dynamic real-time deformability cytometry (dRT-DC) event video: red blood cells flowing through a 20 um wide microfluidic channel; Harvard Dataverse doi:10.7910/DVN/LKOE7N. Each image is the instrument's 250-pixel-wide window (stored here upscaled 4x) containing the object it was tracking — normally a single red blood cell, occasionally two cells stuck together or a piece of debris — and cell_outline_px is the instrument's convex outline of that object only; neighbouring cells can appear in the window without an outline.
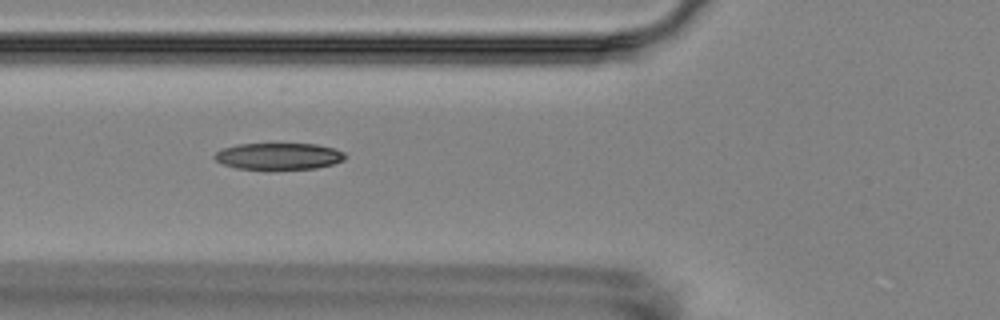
{"species": "Egyptian fruit bat (a non-hibernating species)", "species_latin": "Rousettus aegyptiacus", "temperature_condition": "room temperature", "stored_images_in_passage": 16, "camera_frame_rate_fps": 3000, "um_per_image_px": 0.085, "animal": {"sex": "female"}, "frame": {"image": 1, "passage_image": 7, "time_ms": 6.667, "image_size_px": [1000, 320], "cell_outline_px": [[348, 156], [344, 160], [332, 164], [316, 168], [236, 168], [224, 164], [216, 160], [212, 156], [220, 148], [236, 144], [316, 144], [332, 148], [344, 152]], "centroid_in_image_um": [23.68, 13.26], "position_along_channel_um": 102.1, "area_um2": 20.0}}
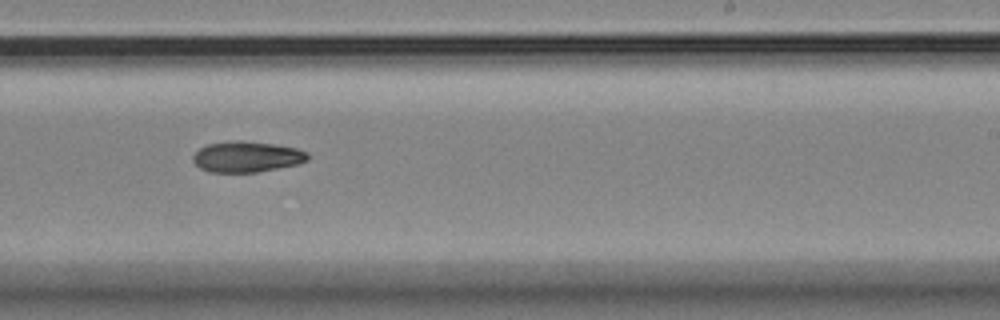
{"frame": {"image": 2, "passage_image": 11, "time_ms": 11.333, "image_size_px": [1000, 320], "cell_outline_px": [[308, 160], [296, 164], [256, 172], [208, 172], [200, 168], [192, 160], [192, 156], [200, 148], [208, 144], [236, 140], [240, 140], [276, 144], [296, 148], [308, 152]], "centroid_in_image_um": [20.96, 13.32], "position_along_channel_um": 268.0, "area_um2": 20.52}}
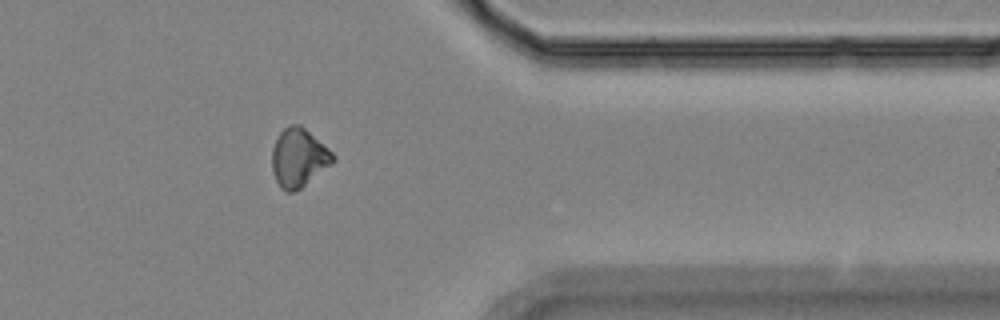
{"frame": {"image": 3, "passage_image": 14, "time_ms": 15.0, "image_size_px": [1000, 320], "cell_outline_px": [[336, 160], [332, 164], [300, 188], [292, 192], [284, 192], [280, 188], [272, 172], [272, 148], [280, 132], [288, 124], [300, 124], [328, 148], [336, 156]], "centroid_in_image_um": [25.38, 13.41], "position_along_channel_um": 386.0, "area_um2": 20.81}}